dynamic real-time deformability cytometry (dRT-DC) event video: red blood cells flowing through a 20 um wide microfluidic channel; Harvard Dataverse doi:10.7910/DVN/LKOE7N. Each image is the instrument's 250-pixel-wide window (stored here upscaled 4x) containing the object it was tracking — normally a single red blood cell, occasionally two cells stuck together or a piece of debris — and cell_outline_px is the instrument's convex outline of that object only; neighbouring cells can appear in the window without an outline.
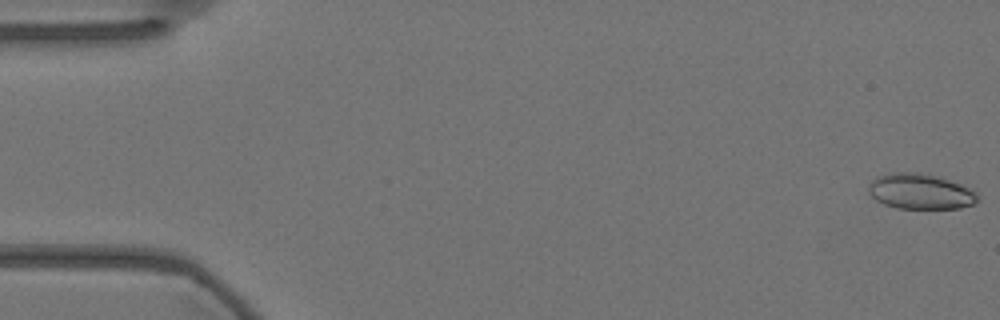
{"species": "Egyptian fruit bat (a non-hibernating species)", "species_latin": "Rousettus aegyptiacus", "temperature_condition": "warm", "stored_images_in_passage": 57, "camera_frame_rate_fps": 3000, "um_per_image_px": 0.085, "animal": {"sex": "female"}, "frame": {"image": 1, "passage_image": 1, "time_ms": 0.0, "image_size_px": [1000, 320], "cell_outline_px": [[976, 200], [972, 204], [960, 208], [896, 208], [884, 204], [876, 200], [868, 192], [868, 184], [876, 176], [888, 172], [920, 172], [936, 176], [960, 184], [968, 188], [976, 196]], "centroid_in_image_um": [78.13, 16.26], "position_along_channel_um": 6.9, "area_um2": 22.31}}
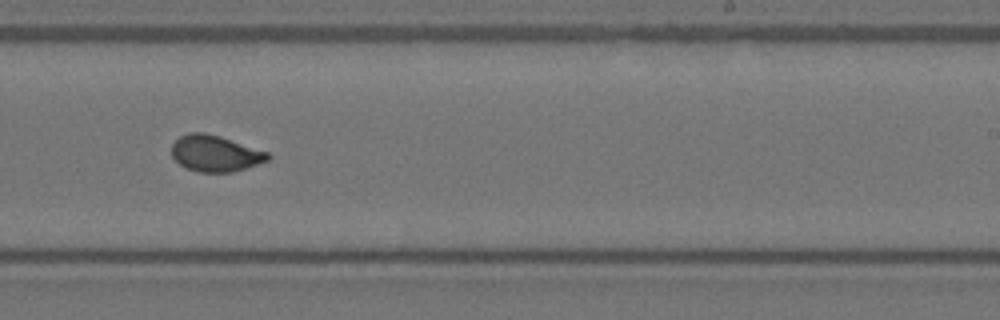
{"frame": {"image": 2, "passage_image": 35, "time_ms": 11.333, "image_size_px": [1000, 320], "cell_outline_px": [[272, 156], [268, 160], [232, 172], [196, 172], [180, 164], [172, 156], [172, 144], [180, 136], [188, 132], [204, 132], [220, 136], [268, 152]], "centroid_in_image_um": [18.28, 13.03], "position_along_channel_um": 270.7, "area_um2": 20.17}}
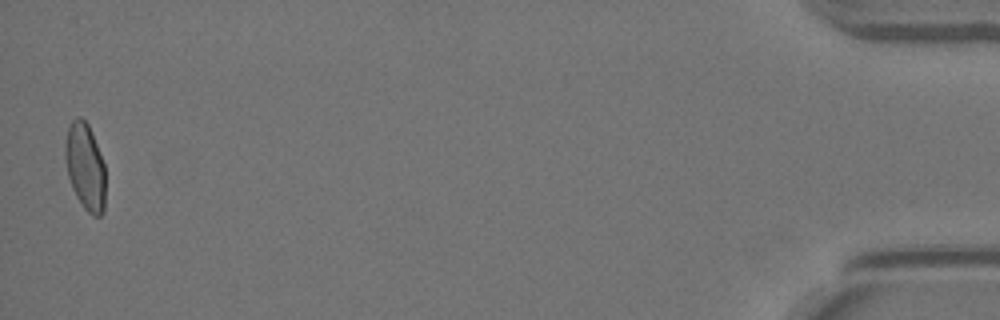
{"frame": {"image": 3, "passage_image": 56, "time_ms": 18.333, "image_size_px": [1000, 320], "cell_outline_px": [[104, 212], [100, 216], [92, 216], [84, 208], [76, 196], [72, 188], [68, 176], [64, 156], [64, 144], [68, 128], [72, 120], [76, 116], [80, 116], [88, 124], [92, 132], [104, 164]], "centroid_in_image_um": [7.22, 14.15], "position_along_channel_um": 428.0, "area_um2": 20.46}, "authors_computed_cell_mechanics": {"area_um2": 20.5768, "velocity_mm_per_s": 3.5879, "shape_relaxation_time_tau1_ms": 4.1309, "shape_relaxation_time_tau2_ms": 0.774, "deformation_change_tau1": 0.1466, "deformation_change_tau2": 0.0517}}